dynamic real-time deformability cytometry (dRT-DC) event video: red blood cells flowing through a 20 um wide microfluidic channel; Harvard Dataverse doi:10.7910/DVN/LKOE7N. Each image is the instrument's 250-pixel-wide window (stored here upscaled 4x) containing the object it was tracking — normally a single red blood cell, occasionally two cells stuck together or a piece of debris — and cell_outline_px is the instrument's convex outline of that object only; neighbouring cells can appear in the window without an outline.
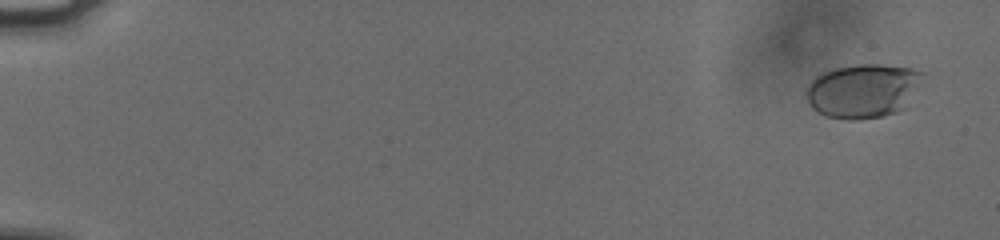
{"species": "human", "species_latin": "Homo sapiens", "temperature_condition": "cold", "stored_images_in_passage": 58, "camera_frame_rate_fps": 3000, "um_per_image_px": 0.085, "donor": {"sex": "male"}, "frame": {"image": 1, "passage_image": 4, "time_ms": 1.0, "image_size_px": [1000, 240], "cell_outline_px": [[924, 72], [908, 108], [884, 116], [860, 120], [848, 120], [828, 116], [812, 108], [804, 96], [804, 88], [816, 76], [824, 72], [836, 68], [860, 64], [880, 64], [912, 68]], "centroid_in_image_um": [73.35, 7.73], "position_along_channel_um": 11.6, "area_um2": 37.11}}
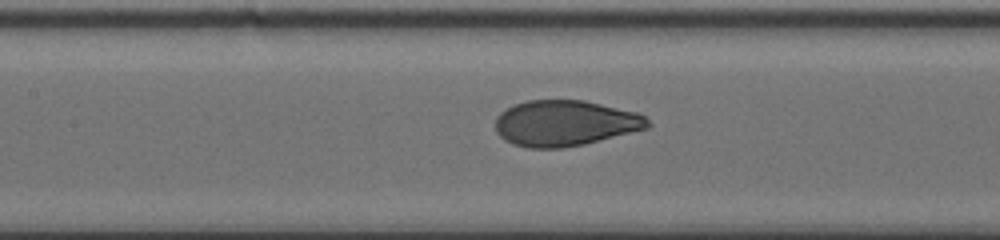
{"frame": {"image": 2, "passage_image": 30, "time_ms": 9.667, "image_size_px": [1000, 240], "cell_outline_px": [[652, 124], [648, 128], [584, 144], [564, 148], [528, 148], [512, 144], [504, 140], [496, 132], [496, 116], [500, 112], [516, 104], [528, 100], [584, 100], [636, 112], [644, 116]], "centroid_in_image_um": [48.01, 10.48], "position_along_channel_um": 159.4, "area_um2": 40.63}}
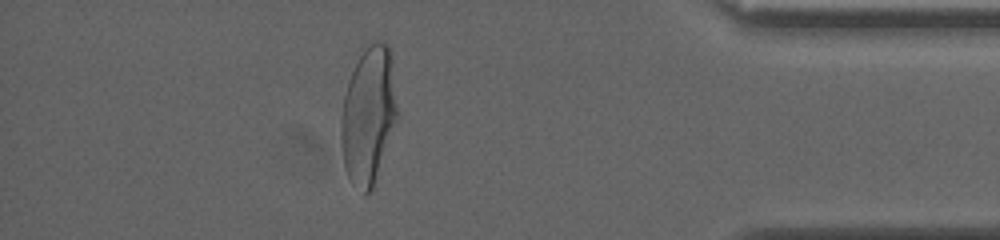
{"frame": {"image": 3, "passage_image": 52, "time_ms": 17.0, "image_size_px": [1000, 240], "cell_outline_px": [[400, 116], [372, 188], [364, 196], [352, 184], [344, 168], [340, 144], [340, 120], [344, 96], [348, 80], [360, 56], [368, 44], [372, 40], [380, 40], [388, 44]], "centroid_in_image_um": [31.32, 9.84], "position_along_channel_um": 403.9, "area_um2": 45.66}, "authors_computed_cell_mechanics": {"area_um2": 40.8935, "velocity_mm_per_s": 3.7728, "shape_relaxation_time_tau1_ms": 4.1006, "shape_relaxation_time_tau2_ms": null, "deformation_change_tau1": 0.19, "deformation_change_tau2": null}}